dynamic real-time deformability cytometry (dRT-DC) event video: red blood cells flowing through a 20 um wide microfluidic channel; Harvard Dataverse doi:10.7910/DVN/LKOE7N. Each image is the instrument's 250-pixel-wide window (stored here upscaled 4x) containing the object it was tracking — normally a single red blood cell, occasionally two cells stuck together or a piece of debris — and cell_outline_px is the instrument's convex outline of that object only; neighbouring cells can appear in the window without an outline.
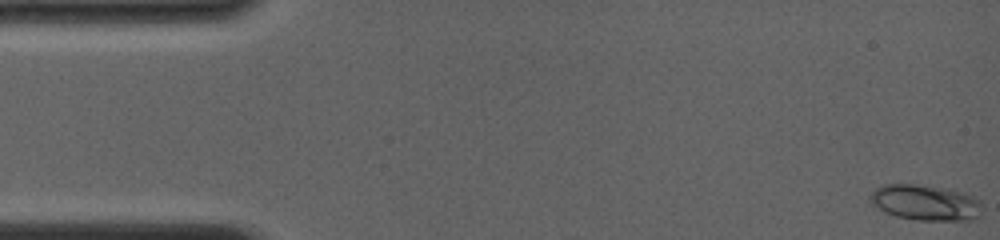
{"species": "common noctule bat (a hibernating species)", "species_latin": "Nyctalus noctula", "temperature_condition": "room temperature", "stored_images_in_passage": 69, "camera_frame_rate_fps": 4000, "um_per_image_px": 0.085, "animal": {"sex": "female", "body_mass_g": 19.0, "forearm_length_mm": 56.7}, "frame": {"image": 1, "passage_image": 1, "time_ms": 0.0, "image_size_px": [1000, 240], "cell_outline_px": [[980, 216], [976, 220], [916, 220], [896, 216], [884, 212], [872, 204], [868, 200], [868, 196], [876, 188], [884, 184], [916, 184], [944, 188], [964, 192], [980, 200]], "centroid_in_image_um": [78.64, 17.22], "position_along_channel_um": 6.4, "area_um2": 23.47}}
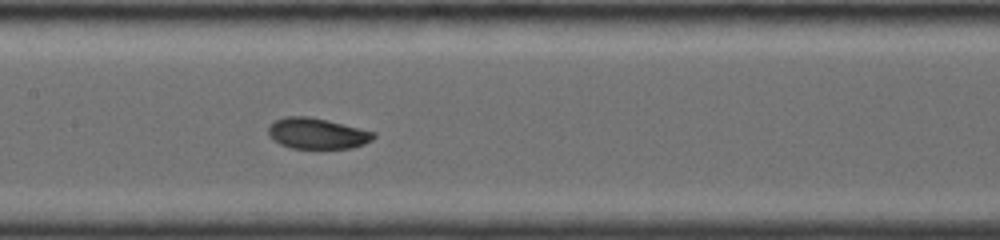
{"frame": {"image": 2, "passage_image": 33, "time_ms": 7.5, "image_size_px": [1000, 240], "cell_outline_px": [[376, 136], [372, 140], [364, 144], [352, 148], [292, 148], [280, 144], [272, 140], [268, 136], [268, 128], [276, 120], [288, 116], [308, 116], [328, 120], [376, 132]], "centroid_in_image_um": [26.97, 11.35], "position_along_channel_um": 180.4, "area_um2": 18.96}}
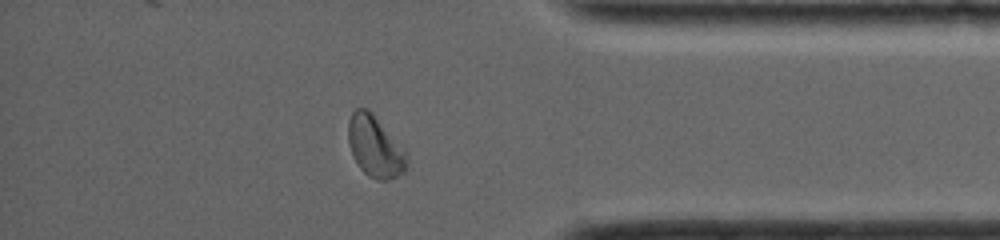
{"frame": {"image": 3, "passage_image": 60, "time_ms": 13.25, "image_size_px": [1000, 240], "cell_outline_px": [[408, 168], [404, 172], [388, 180], [376, 180], [368, 176], [360, 168], [352, 152], [348, 140], [348, 120], [352, 112], [356, 108], [368, 108], [372, 112], [404, 148], [408, 156]], "centroid_in_image_um": [31.9, 12.45], "position_along_channel_um": 403.3, "area_um2": 21.04}, "authors_computed_cell_mechanics": {"area_um2": 19.4786, "velocity_mm_per_s": 4.0283, "shape_relaxation_time_tau1_ms": 9.84, "shape_relaxation_time_tau2_ms": 1.3354, "deformation_change_tau1": 0.2317, "deformation_change_tau2": 0.05}}